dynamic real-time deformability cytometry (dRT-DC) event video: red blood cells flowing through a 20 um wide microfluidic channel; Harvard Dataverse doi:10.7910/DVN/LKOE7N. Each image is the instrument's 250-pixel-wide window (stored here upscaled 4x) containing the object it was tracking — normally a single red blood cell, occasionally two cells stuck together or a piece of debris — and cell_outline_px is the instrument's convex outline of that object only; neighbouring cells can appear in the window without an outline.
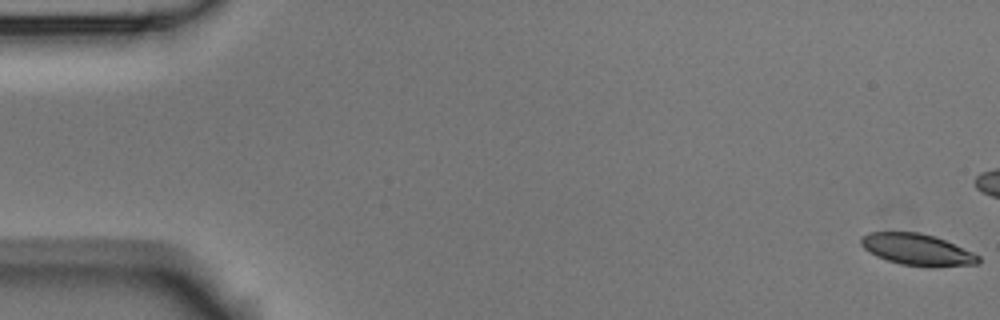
{"species": "Egyptian fruit bat (a non-hibernating species)", "species_latin": "Rousettus aegyptiacus", "temperature_condition": "room temperature", "stored_images_in_passage": 5, "camera_frame_rate_fps": 3000, "um_per_image_px": 0.085, "animal": {"sex": "male"}, "frame": {"image": 1, "passage_image": 1, "time_ms": 0.0, "image_size_px": [1000, 320], "cell_outline_px": [[980, 264], [932, 268], [900, 264], [876, 256], [864, 248], [860, 244], [860, 236], [868, 232], [920, 232], [936, 236], [972, 252], [980, 256]], "centroid_in_image_um": [77.98, 21.22], "position_along_channel_um": 7.0, "area_um2": 21.91}}